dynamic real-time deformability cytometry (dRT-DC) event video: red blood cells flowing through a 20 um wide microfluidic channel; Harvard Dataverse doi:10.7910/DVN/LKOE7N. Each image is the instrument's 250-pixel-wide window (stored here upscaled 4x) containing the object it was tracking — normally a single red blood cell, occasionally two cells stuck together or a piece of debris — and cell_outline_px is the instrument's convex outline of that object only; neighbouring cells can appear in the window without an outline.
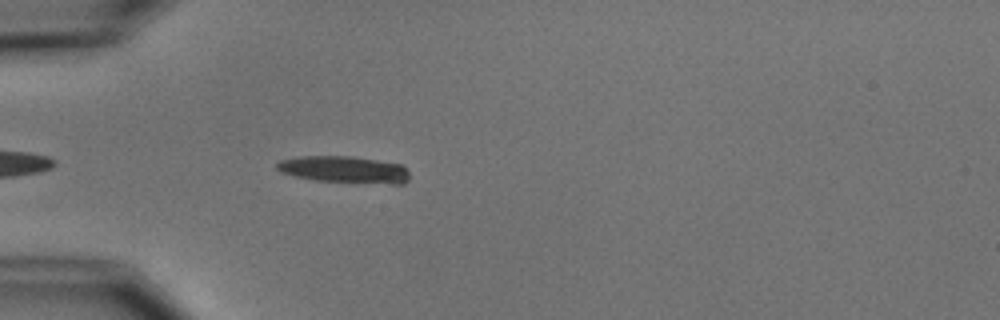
{"species": "common noctule bat (a hibernating species)", "species_latin": "Nyctalus noctula", "temperature_condition": "cold", "stored_images_in_passage": 1, "camera_frame_rate_fps": 3000, "um_per_image_px": 0.085, "animal": {"sex": "male", "body_mass_g": 15.6}, "frame": {"image": 1, "passage_image": 1, "time_ms": 0.0, "image_size_px": [1000, 320], "cell_outline_px": [[408, 180], [404, 184], [392, 184], [316, 180], [296, 176], [280, 172], [276, 168], [276, 164], [280, 160], [300, 156], [352, 156], [404, 164], [408, 172]], "centroid_in_image_um": [29.3, 14.4], "position_along_channel_um": 55.7, "area_um2": 20.81}}